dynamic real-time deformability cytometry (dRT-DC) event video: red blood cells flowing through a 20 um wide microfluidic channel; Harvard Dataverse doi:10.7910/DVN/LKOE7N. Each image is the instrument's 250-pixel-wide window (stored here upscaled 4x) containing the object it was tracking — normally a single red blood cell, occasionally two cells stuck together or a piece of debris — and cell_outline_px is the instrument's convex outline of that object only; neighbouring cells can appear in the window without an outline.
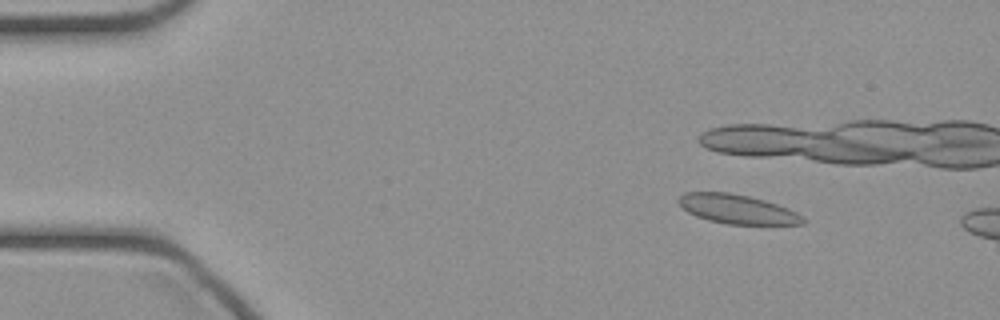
{"species": "common noctule bat (a hibernating species)", "species_latin": "Nyctalus noctula", "temperature_condition": "cold", "stored_images_in_passage": 10, "camera_frame_rate_fps": 3000, "um_per_image_px": 0.085, "animal": {"sex": "female", "body_mass_g": 21.9}, "frame": {"image": 1, "passage_image": 6, "time_ms": 1.667, "image_size_px": [1000, 320], "cell_outline_px": [[808, 220], [804, 224], [728, 224], [708, 220], [696, 216], [688, 212], [676, 200], [684, 192], [728, 192], [748, 196], [764, 200], [788, 208], [796, 212]], "centroid_in_image_um": [62.68, 17.77], "position_along_channel_um": 22.3, "area_um2": 21.1}}